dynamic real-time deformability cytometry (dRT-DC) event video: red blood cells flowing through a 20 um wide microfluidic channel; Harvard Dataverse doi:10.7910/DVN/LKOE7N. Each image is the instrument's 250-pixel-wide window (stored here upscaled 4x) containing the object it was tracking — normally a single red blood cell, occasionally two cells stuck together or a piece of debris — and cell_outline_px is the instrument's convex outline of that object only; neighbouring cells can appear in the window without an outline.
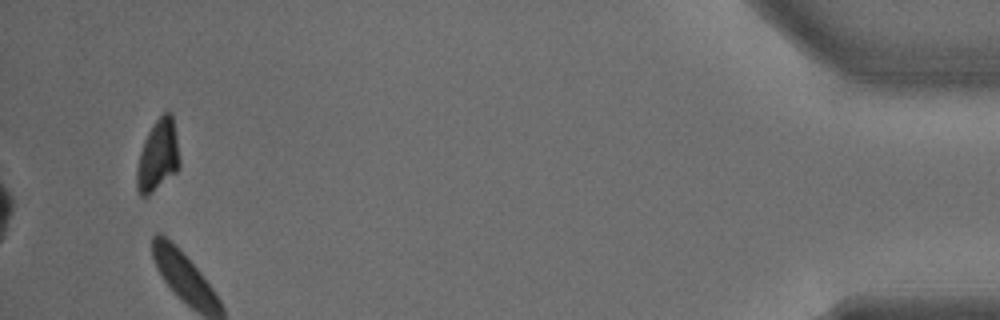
{"species": "common noctule bat (a hibernating species)", "species_latin": "Nyctalus noctula", "temperature_condition": "warm", "stored_images_in_passage": 27, "camera_frame_rate_fps": 3000, "um_per_image_px": 0.085, "animal": {"sex": "male", "body_mass_g": 15.6}, "frame": {"image": 1, "passage_image": 27, "time_ms": 8.667, "image_size_px": [1000, 320], "cell_outline_px": [[180, 164], [176, 172], [148, 196], [140, 196], [136, 188], [136, 168], [140, 152], [144, 140], [152, 124], [168, 108], [172, 112], [180, 160]], "centroid_in_image_um": [13.41, 13.22], "position_along_channel_um": 421.8, "area_um2": 18.03}}